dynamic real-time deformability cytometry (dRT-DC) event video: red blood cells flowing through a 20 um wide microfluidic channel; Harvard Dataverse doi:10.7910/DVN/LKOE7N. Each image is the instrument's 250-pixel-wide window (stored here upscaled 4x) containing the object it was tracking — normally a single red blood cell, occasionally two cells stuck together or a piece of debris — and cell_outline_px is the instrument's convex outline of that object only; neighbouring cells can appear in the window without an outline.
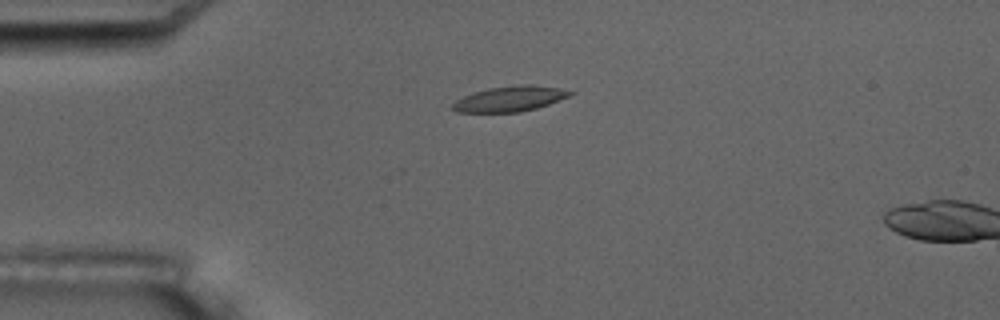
{"species": "common noctule bat (a hibernating species)", "species_latin": "Nyctalus noctula", "temperature_condition": "room temperature", "stored_images_in_passage": 2, "camera_frame_rate_fps": 3000, "um_per_image_px": 0.085, "animal": {"sex": "male", "body_mass_g": 17.5, "forearm_length_mm": 52.3}, "frame": {"image": 1, "passage_image": 1, "time_ms": 0.0, "image_size_px": [1000, 320], "cell_outline_px": [[576, 92], [568, 96], [548, 104], [536, 108], [520, 112], [456, 112], [452, 108], [452, 104], [456, 100], [464, 96], [488, 88], [520, 84], [532, 84], [556, 88]], "centroid_in_image_um": [43.32, 8.4], "position_along_channel_um": 41.7, "area_um2": 17.11}}